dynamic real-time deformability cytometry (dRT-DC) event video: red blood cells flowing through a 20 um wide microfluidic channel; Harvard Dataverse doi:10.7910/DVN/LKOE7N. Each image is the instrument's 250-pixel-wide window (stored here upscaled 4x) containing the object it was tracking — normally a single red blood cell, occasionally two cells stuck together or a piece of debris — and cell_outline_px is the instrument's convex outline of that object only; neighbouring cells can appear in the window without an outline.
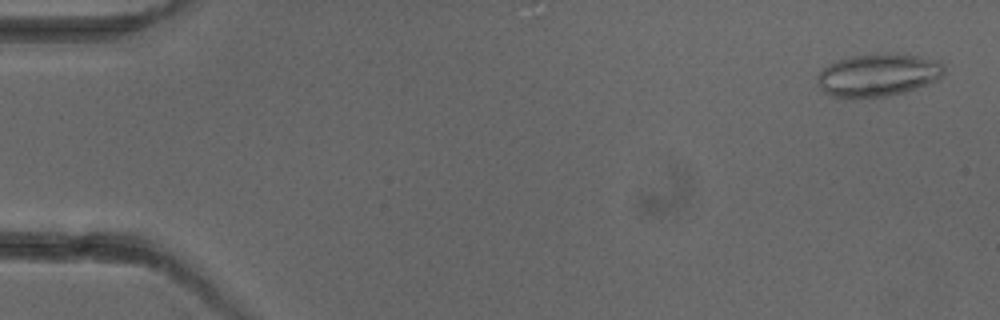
{"species": "common noctule bat (a hibernating species)", "species_latin": "Nyctalus noctula", "temperature_condition": "cold", "stored_images_in_passage": 4, "camera_frame_rate_fps": 3000, "um_per_image_px": 0.085, "animal": {"sex": "female"}, "frame": {"image": 1, "passage_image": 1, "time_ms": 0.0, "image_size_px": [1000, 320], "cell_outline_px": [[944, 72], [936, 80], [916, 88], [904, 92], [888, 96], [852, 100], [832, 96], [824, 92], [820, 88], [816, 80], [816, 76], [828, 64], [836, 60], [852, 56], [888, 52], [916, 56], [940, 60], [944, 64]], "centroid_in_image_um": [74.59, 6.39], "position_along_channel_um": 10.4, "area_um2": 32.14}}